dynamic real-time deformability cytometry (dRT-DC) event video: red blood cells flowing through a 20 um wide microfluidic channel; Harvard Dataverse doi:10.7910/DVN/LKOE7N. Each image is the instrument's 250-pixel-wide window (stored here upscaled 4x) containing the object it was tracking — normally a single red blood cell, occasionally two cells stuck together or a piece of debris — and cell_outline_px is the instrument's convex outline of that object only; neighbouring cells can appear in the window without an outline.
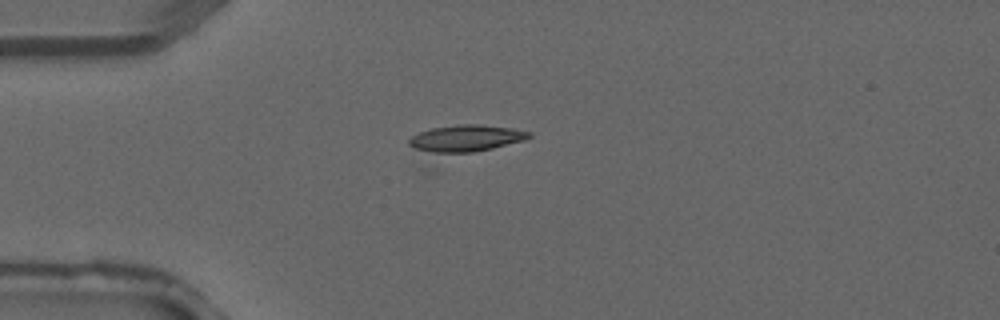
{"species": "common noctule bat (a hibernating species)", "species_latin": "Nyctalus noctula", "temperature_condition": "warm", "stored_images_in_passage": 4, "camera_frame_rate_fps": 3000, "um_per_image_px": 0.085, "animal": {"sex": "male", "forearm_length_mm": 52.5}, "frame": {"image": 1, "passage_image": 4, "time_ms": 1.0, "image_size_px": [1000, 320], "cell_outline_px": [[532, 136], [524, 140], [492, 148], [472, 152], [432, 152], [416, 148], [408, 144], [408, 140], [412, 136], [420, 132], [432, 128], [460, 124], [480, 124], [512, 128], [532, 132]], "centroid_in_image_um": [39.65, 11.73], "position_along_channel_um": 45.4, "area_um2": 18.32}}